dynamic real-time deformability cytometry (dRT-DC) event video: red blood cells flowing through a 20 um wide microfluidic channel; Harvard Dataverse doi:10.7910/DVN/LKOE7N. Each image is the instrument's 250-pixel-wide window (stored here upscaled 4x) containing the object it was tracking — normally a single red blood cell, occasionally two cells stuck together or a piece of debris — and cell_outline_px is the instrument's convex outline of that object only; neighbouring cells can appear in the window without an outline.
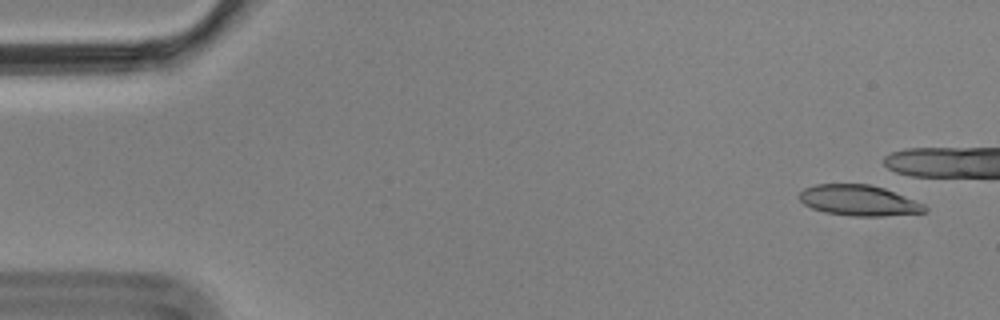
{"species": "Egyptian fruit bat (a non-hibernating species)", "species_latin": "Rousettus aegyptiacus", "temperature_condition": "cold", "stored_images_in_passage": 2, "camera_frame_rate_fps": 3000, "um_per_image_px": 0.085, "animal": {"sex": "male"}, "frame": {"image": 1, "passage_image": 1, "time_ms": 0.0, "image_size_px": [1000, 320], "cell_outline_px": [[928, 212], [884, 216], [852, 216], [824, 212], [812, 208], [804, 204], [796, 196], [804, 188], [816, 184], [868, 184], [884, 188], [924, 204], [928, 208]], "centroid_in_image_um": [72.98, 17.04], "position_along_channel_um": 12.0, "area_um2": 22.48}}